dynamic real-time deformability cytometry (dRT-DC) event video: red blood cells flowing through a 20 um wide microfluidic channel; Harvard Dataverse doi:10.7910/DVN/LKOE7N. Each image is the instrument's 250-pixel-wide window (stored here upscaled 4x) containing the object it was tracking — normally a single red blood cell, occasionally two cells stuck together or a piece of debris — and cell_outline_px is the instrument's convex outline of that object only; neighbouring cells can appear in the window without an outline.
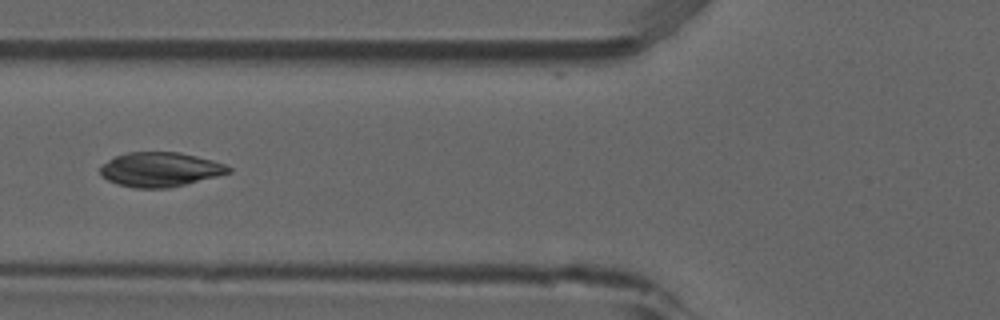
{"species": "common noctule bat (a hibernating species)", "species_latin": "Nyctalus noctula", "temperature_condition": "room temperature", "stored_images_in_passage": 9, "camera_frame_rate_fps": 3000, "um_per_image_px": 0.085, "animal": {"sex": "male", "forearm_length_mm": 52.5}, "frame": {"image": 1, "passage_image": 6, "time_ms": 1.667, "image_size_px": [1000, 320], "cell_outline_px": [[232, 172], [168, 188], [136, 188], [116, 184], [100, 176], [100, 164], [116, 156], [128, 152], [180, 152], [212, 160], [224, 164], [232, 168]], "centroid_in_image_um": [13.57, 14.4], "position_along_channel_um": 112.2, "area_um2": 25.72}}
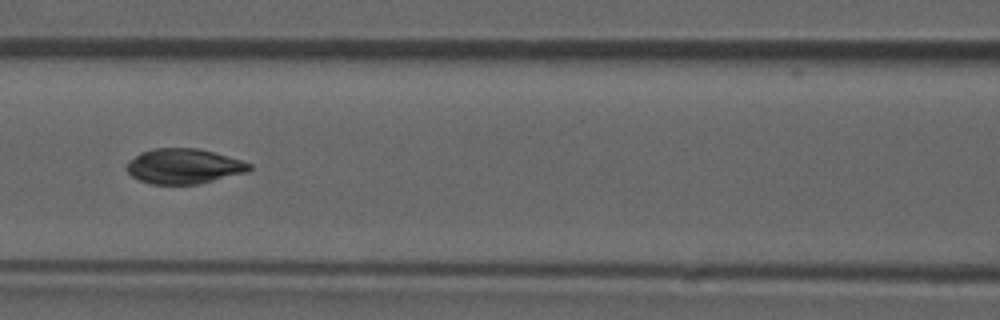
{"frame": {"image": 2, "passage_image": 7, "time_ms": 2.0, "image_size_px": [1000, 320], "cell_outline_px": [[252, 168], [248, 172], [200, 184], [152, 184], [140, 180], [132, 176], [128, 172], [128, 160], [140, 152], [152, 148], [196, 148], [228, 156], [252, 164]], "centroid_in_image_um": [15.63, 14.13], "position_along_channel_um": 151.0, "area_um2": 25.09}}